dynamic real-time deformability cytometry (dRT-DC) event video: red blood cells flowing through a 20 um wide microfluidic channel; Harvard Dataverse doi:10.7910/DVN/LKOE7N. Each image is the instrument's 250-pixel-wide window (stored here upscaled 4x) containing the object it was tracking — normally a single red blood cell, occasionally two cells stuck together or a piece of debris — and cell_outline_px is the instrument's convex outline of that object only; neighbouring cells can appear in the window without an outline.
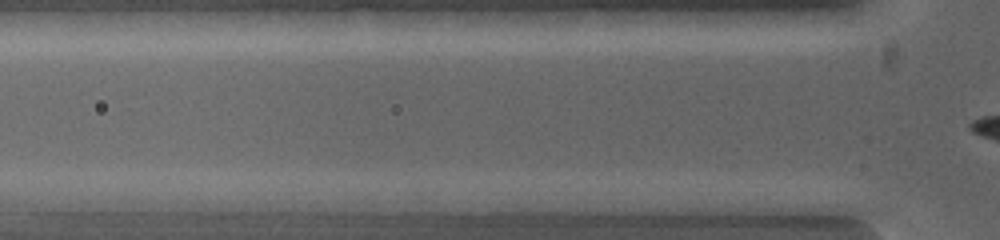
{"species": "common noctule bat (a hibernating species)", "species_latin": "Nyctalus noctula", "temperature_condition": "warm", "stored_images_in_passage": 5, "camera_frame_rate_fps": 5000, "um_per_image_px": 0.085, "animal": {"sex": "female", "body_mass_g": 19.0, "forearm_length_mm": 53.3}, "frame": {"image": 1, "passage_image": 2, "time_ms": 0.4, "image_size_px": [1000, 240], "cell_outline_px": [[784, 200], [780, 216], [728, 216], [680, 208], [680, 200]], "centroid_in_image_um": [62.53, 17.61], "position_along_channel_um": 63.3, "area_um2": 10.4}}